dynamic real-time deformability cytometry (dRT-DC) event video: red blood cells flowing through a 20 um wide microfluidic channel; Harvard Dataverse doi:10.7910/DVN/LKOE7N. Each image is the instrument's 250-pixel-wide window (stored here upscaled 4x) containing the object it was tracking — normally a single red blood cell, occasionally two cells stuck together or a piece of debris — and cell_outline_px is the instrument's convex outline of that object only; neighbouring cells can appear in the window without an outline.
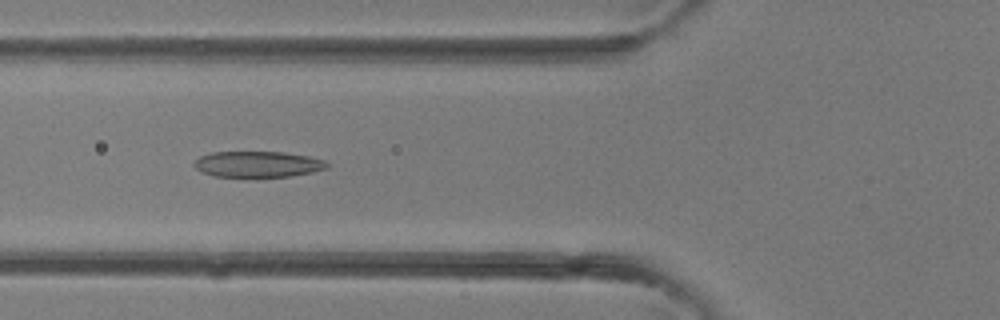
{"species": "common noctule bat (a hibernating species)", "species_latin": "Nyctalus noctula", "temperature_condition": "room temperature", "stored_images_in_passage": 38, "camera_frame_rate_fps": 3000, "um_per_image_px": 0.085, "animal": {"sex": "female"}, "frame": {"image": 1, "passage_image": 14, "time_ms": 4.333, "image_size_px": [1000, 320], "cell_outline_px": [[328, 168], [312, 172], [288, 176], [212, 176], [200, 172], [192, 164], [200, 156], [212, 152], [284, 152], [308, 156], [324, 160], [328, 164]], "centroid_in_image_um": [21.88, 13.95], "position_along_channel_um": 103.9, "area_um2": 19.94}}
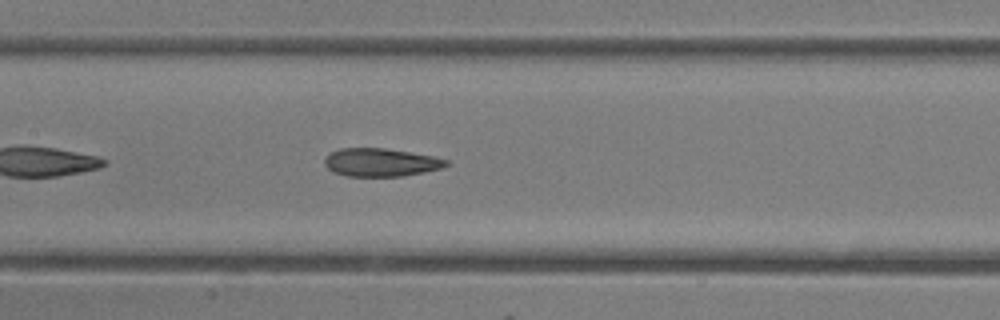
{"frame": {"image": 2, "passage_image": 18, "time_ms": 5.667, "image_size_px": [1000, 320], "cell_outline_px": [[448, 164], [440, 168], [424, 172], [404, 176], [348, 176], [332, 172], [324, 164], [324, 156], [340, 148], [384, 148], [432, 156], [448, 160]], "centroid_in_image_um": [32.32, 13.8], "position_along_channel_um": 175.1, "area_um2": 19.83}}
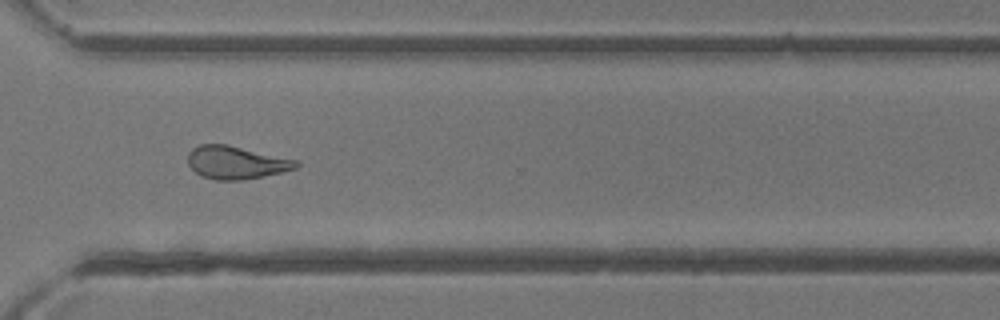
{"frame": {"image": 3, "passage_image": 28, "time_ms": 9.0, "image_size_px": [1000, 320], "cell_outline_px": [[300, 164], [296, 168], [264, 176], [244, 180], [216, 180], [200, 176], [188, 164], [188, 152], [192, 148], [200, 144], [228, 144], [300, 160]], "centroid_in_image_um": [20.09, 13.8], "position_along_channel_um": 350.5, "area_um2": 21.04}}